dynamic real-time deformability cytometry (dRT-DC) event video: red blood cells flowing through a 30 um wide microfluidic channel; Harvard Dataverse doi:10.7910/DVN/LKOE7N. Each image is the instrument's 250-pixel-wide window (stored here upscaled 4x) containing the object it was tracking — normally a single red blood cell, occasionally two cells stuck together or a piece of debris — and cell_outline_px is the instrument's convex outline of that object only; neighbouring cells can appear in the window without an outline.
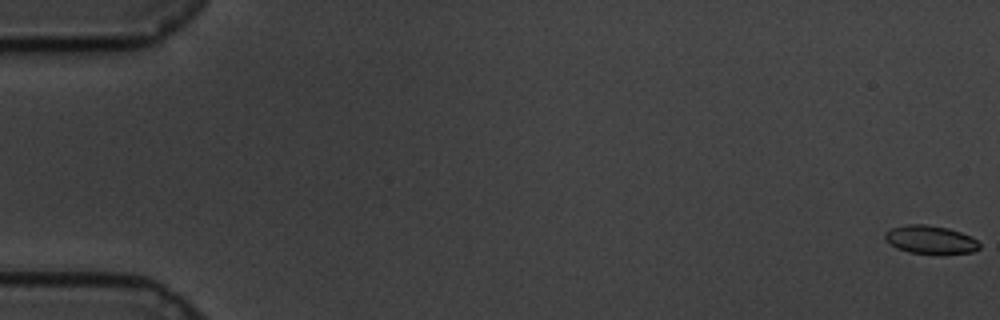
{"species": "common noctule bat (a hibernating species)", "species_latin": "Nyctalus noctula", "temperature_condition": "cold", "stored_images_in_passage": 61, "camera_frame_rate_fps": 3000, "um_per_image_px": 0.085, "animal": {"sex": "male", "body_mass_g": 19.5, "forearm_length_mm": 54.6}, "frame": {"image": 1, "passage_image": 1, "time_ms": 0.0, "image_size_px": [1000, 320], "cell_outline_px": [[980, 248], [972, 252], [908, 252], [896, 248], [884, 240], [884, 232], [892, 228], [908, 224], [924, 224], [948, 228], [972, 236], [980, 244]], "centroid_in_image_um": [79.04, 20.34], "position_along_channel_um": 6.0, "area_um2": 15.2}}
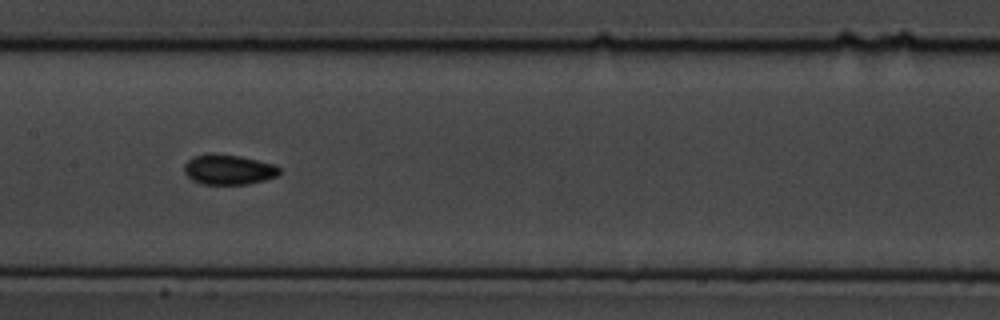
{"frame": {"image": 2, "passage_image": 31, "time_ms": 10.0, "image_size_px": [1000, 320], "cell_outline_px": [[280, 176], [248, 184], [200, 184], [192, 180], [184, 172], [184, 164], [192, 156], [208, 152], [212, 152], [240, 156], [276, 164], [280, 168]], "centroid_in_image_um": [19.43, 14.4], "position_along_channel_um": 188.0, "area_um2": 17.11}}
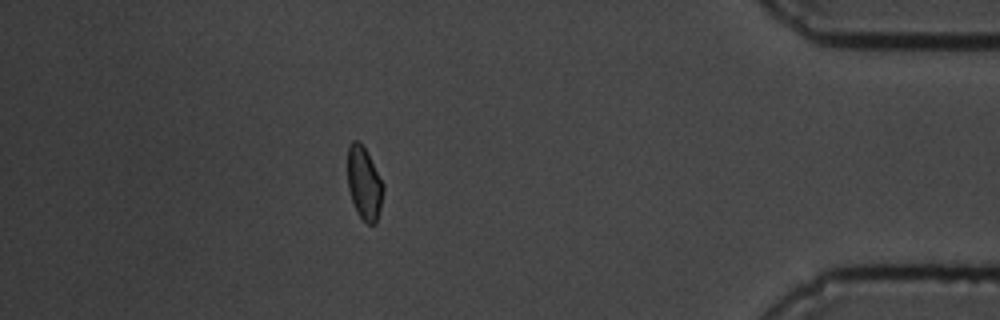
{"frame": {"image": 3, "passage_image": 54, "time_ms": 17.667, "image_size_px": [1000, 320], "cell_outline_px": [[384, 188], [380, 208], [376, 224], [368, 224], [356, 212], [348, 188], [348, 144], [352, 140], [356, 140], [364, 148], [384, 184]], "centroid_in_image_um": [30.95, 15.6], "position_along_channel_um": 404.3, "area_um2": 14.91}, "authors_computed_cell_mechanics": {"area_um2": 15.895, "velocity_mm_per_s": 3.367, "shape_relaxation_time_tau1_ms": 4.6498, "shape_relaxation_time_tau2_ms": 2.0534, "deformation_change_tau1": 0.1, "deformation_change_tau2": 0.0601}}